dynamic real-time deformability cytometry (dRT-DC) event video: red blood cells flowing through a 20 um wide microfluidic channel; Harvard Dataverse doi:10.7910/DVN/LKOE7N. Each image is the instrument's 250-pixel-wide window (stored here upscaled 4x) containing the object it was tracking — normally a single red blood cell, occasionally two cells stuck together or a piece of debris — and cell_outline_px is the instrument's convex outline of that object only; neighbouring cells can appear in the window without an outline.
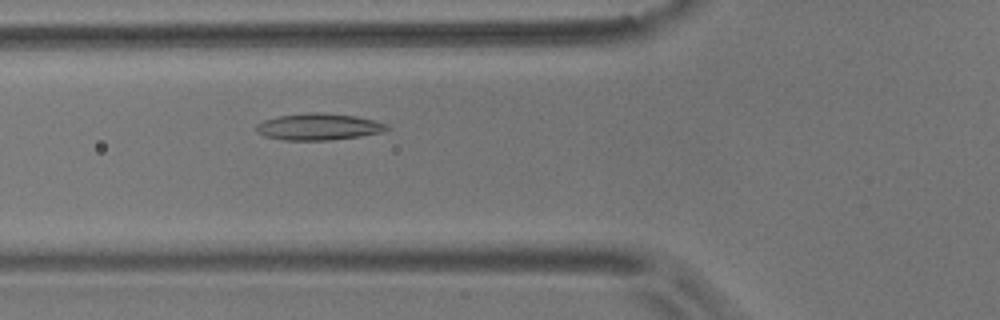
{"species": "common noctule bat (a hibernating species)", "species_latin": "Nyctalus noctula", "temperature_condition": "room temperature", "stored_images_in_passage": 53, "camera_frame_rate_fps": 3000, "um_per_image_px": 0.085, "animal": {"sex": "male", "body_mass_g": 17.9}, "frame": {"image": 1, "passage_image": 18, "time_ms": 5.667, "image_size_px": [1000, 320], "cell_outline_px": [[392, 128], [380, 132], [360, 136], [332, 140], [284, 140], [264, 136], [256, 132], [256, 124], [264, 120], [276, 116], [312, 112], [324, 112], [356, 116], [376, 120], [388, 124]], "centroid_in_image_um": [27.09, 10.77], "position_along_channel_um": 98.7, "area_um2": 20.52}}
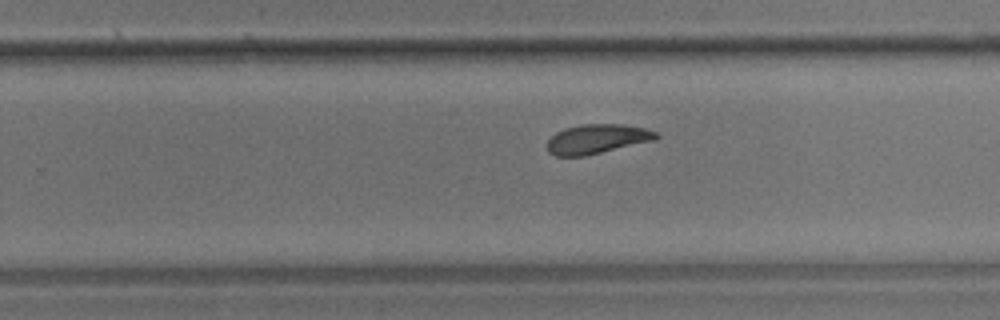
{"frame": {"image": 2, "passage_image": 33, "time_ms": 10.667, "image_size_px": [1000, 320], "cell_outline_px": [[660, 136], [656, 140], [584, 156], [556, 156], [548, 152], [548, 140], [556, 132], [564, 128], [580, 124], [624, 124], [644, 128], [656, 132]], "centroid_in_image_um": [50.76, 11.8], "position_along_channel_um": 279.0, "area_um2": 18.73}}
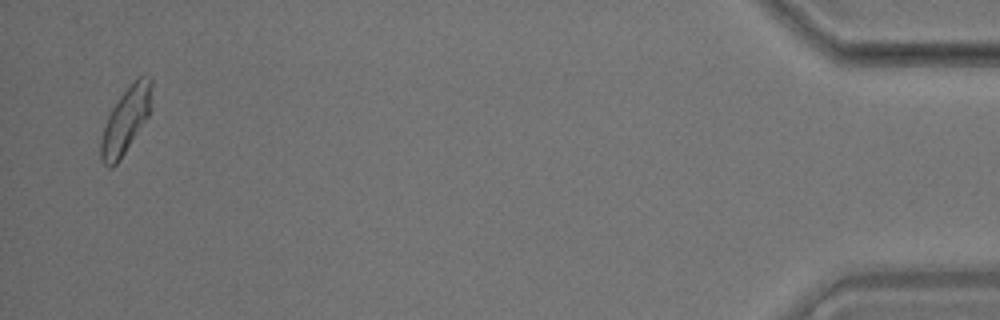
{"frame": {"image": 3, "passage_image": 52, "time_ms": 17.0, "image_size_px": [1000, 320], "cell_outline_px": [[152, 88], [148, 116], [120, 160], [112, 168], [108, 168], [100, 160], [100, 144], [104, 128], [108, 116], [112, 108], [120, 96], [140, 76], [152, 76]], "centroid_in_image_um": [10.67, 10.27], "position_along_channel_um": 424.5, "area_um2": 19.07}, "authors_computed_cell_mechanics": {"area_um2": 19.2474, "velocity_mm_per_s": 3.6135, "shape_relaxation_time_tau1_ms": 4.1691, "shape_relaxation_time_tau2_ms": 3.5617, "deformation_change_tau1": 0.125, "deformation_change_tau2": 0.0991}}